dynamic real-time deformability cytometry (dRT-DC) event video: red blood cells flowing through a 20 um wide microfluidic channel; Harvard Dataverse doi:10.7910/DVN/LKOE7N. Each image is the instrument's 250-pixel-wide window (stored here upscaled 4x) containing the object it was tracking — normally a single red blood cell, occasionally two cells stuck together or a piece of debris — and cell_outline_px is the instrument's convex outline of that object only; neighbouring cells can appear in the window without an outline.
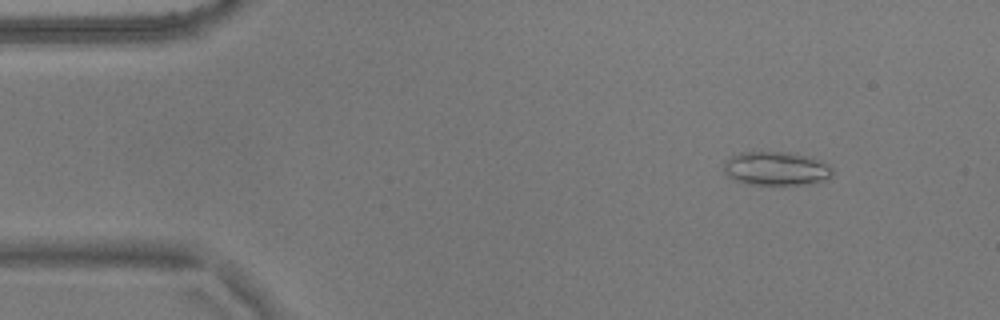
{"species": "common noctule bat (a hibernating species)", "species_latin": "Nyctalus noctula", "temperature_condition": "warm", "stored_images_in_passage": 54, "camera_frame_rate_fps": 3000, "um_per_image_px": 0.085, "animal": {"sex": "male", "body_mass_g": 17.9}, "frame": {"image": 1, "passage_image": 5, "time_ms": 1.333, "image_size_px": [1000, 320], "cell_outline_px": [[832, 172], [828, 180], [808, 184], [744, 184], [732, 180], [724, 172], [724, 160], [740, 152], [796, 152], [812, 156], [828, 164], [832, 168]], "centroid_in_image_um": [65.98, 14.32], "position_along_channel_um": 19.0, "area_um2": 21.79}}
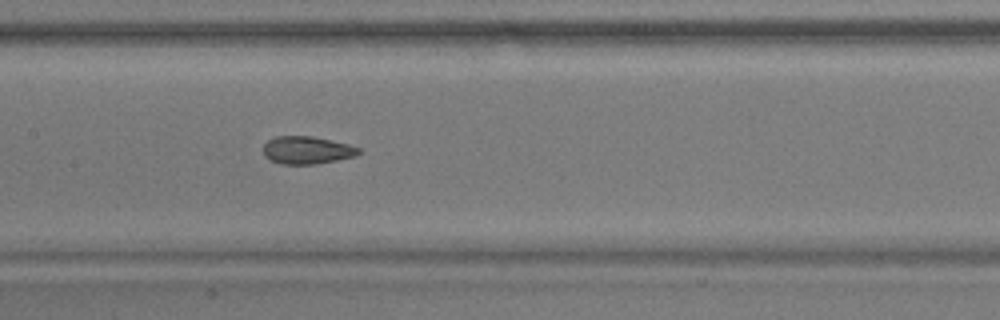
{"frame": {"image": 2, "passage_image": 25, "time_ms": 8.0, "image_size_px": [1000, 320], "cell_outline_px": [[360, 152], [356, 156], [316, 164], [280, 164], [264, 156], [264, 144], [268, 140], [276, 136], [312, 136], [348, 144], [360, 148]], "centroid_in_image_um": [26.09, 12.76], "position_along_channel_um": 181.3, "area_um2": 15.32}}
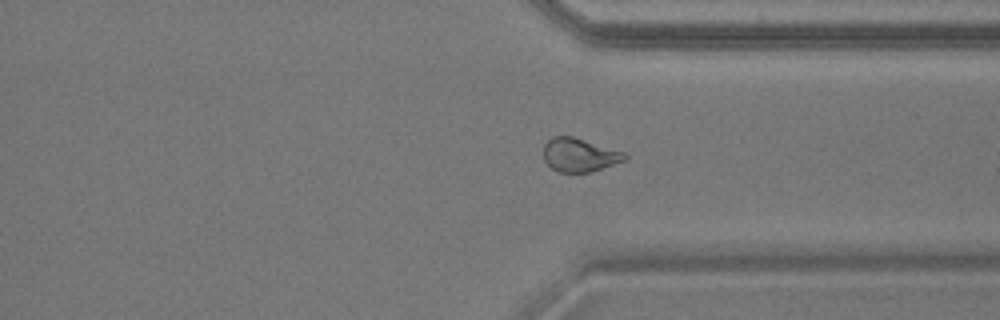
{"frame": {"image": 3, "passage_image": 40, "time_ms": 13.0, "image_size_px": [1000, 320], "cell_outline_px": [[628, 160], [588, 172], [556, 172], [544, 160], [544, 144], [552, 136], [572, 136], [624, 152], [628, 156]], "centroid_in_image_um": [49.25, 13.17], "position_along_channel_um": 362.1, "area_um2": 15.84}, "authors_computed_cell_mechanics": {"area_um2": 16.9643, "velocity_mm_per_s": 3.6287, "shape_relaxation_time_tau1_ms": 8.0768, "shape_relaxation_time_tau2_ms": 1.5705, "deformation_change_tau1": 0.1834, "deformation_change_tau2": 0.0891}}